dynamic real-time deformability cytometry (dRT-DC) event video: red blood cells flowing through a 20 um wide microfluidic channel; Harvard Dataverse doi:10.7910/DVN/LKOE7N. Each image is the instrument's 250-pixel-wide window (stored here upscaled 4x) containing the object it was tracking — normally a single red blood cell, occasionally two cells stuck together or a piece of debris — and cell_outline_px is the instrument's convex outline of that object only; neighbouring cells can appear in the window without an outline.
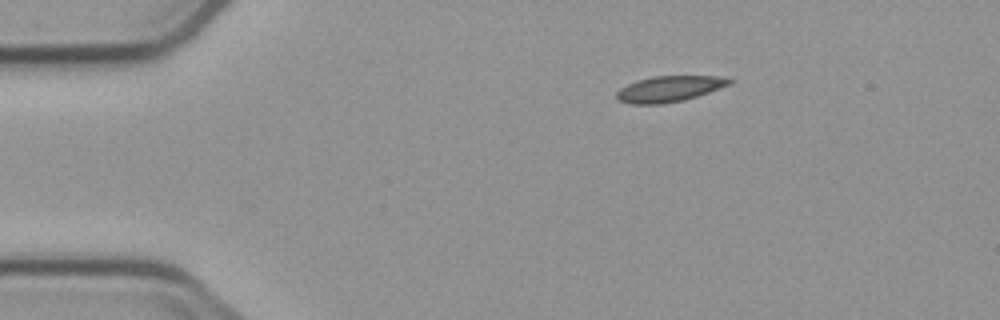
{"species": "common noctule bat (a hibernating species)", "species_latin": "Nyctalus noctula", "temperature_condition": "cold", "stored_images_in_passage": 3, "camera_frame_rate_fps": 3000, "um_per_image_px": 0.085, "animal": {"sex": "male", "body_mass_g": 23.1, "forearm_length_mm": 52.7}, "frame": {"image": 1, "passage_image": 1, "time_ms": 0.0, "image_size_px": [1000, 320], "cell_outline_px": [[736, 80], [732, 84], [684, 100], [664, 104], [628, 104], [616, 100], [616, 92], [620, 88], [636, 80], [652, 76], [720, 76]], "centroid_in_image_um": [56.88, 7.55], "position_along_channel_um": 28.1, "area_um2": 17.22}}
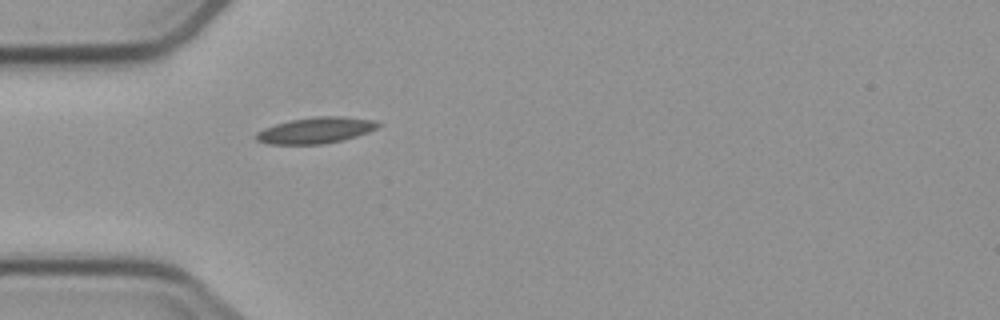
{"frame": {"image": 2, "passage_image": 3, "time_ms": 2.333, "image_size_px": [1000, 320], "cell_outline_px": [[384, 124], [368, 132], [344, 140], [320, 144], [268, 144], [256, 140], [256, 132], [264, 128], [288, 120], [316, 116], [344, 116], [376, 120]], "centroid_in_image_um": [26.87, 11.06], "position_along_channel_um": 58.1, "area_um2": 18.73}}